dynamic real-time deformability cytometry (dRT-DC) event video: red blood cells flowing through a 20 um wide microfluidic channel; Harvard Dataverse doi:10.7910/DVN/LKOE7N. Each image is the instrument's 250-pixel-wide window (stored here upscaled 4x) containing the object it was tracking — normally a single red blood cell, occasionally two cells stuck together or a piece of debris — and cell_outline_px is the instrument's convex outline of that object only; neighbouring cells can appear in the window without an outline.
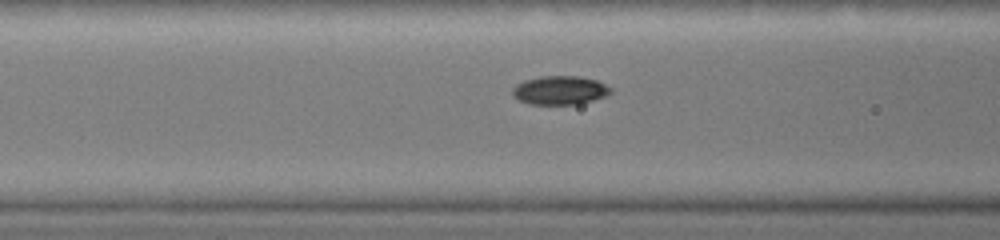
{"species": "common noctule bat (a hibernating species)", "species_latin": "Nyctalus noctula", "temperature_condition": "warm", "stored_images_in_passage": 15, "camera_frame_rate_fps": 3000, "um_per_image_px": 0.085, "animal": {"sex": "female", "body_mass_g": 19.0, "forearm_length_mm": 51.5}, "frame": {"image": 1, "passage_image": 6, "time_ms": 2.0, "image_size_px": [1000, 240], "cell_outline_px": [[612, 92], [604, 96], [580, 104], [528, 104], [512, 96], [512, 88], [516, 84], [524, 80], [540, 76], [576, 76], [596, 80], [612, 88]], "centroid_in_image_um": [47.56, 7.67], "position_along_channel_um": 119.0, "area_um2": 16.42}}
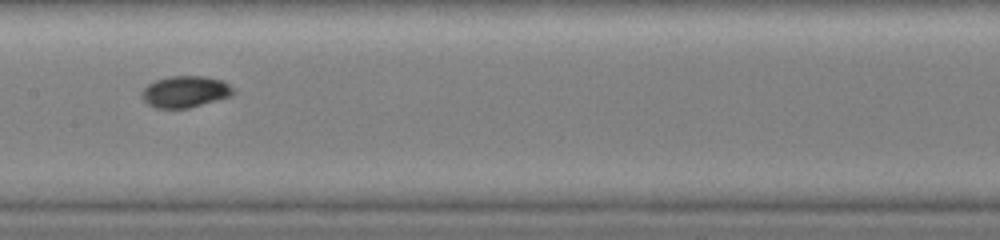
{"frame": {"image": 2, "passage_image": 10, "time_ms": 3.333, "image_size_px": [1000, 240], "cell_outline_px": [[236, 92], [232, 96], [188, 108], [156, 108], [148, 104], [140, 96], [140, 92], [148, 84], [156, 80], [172, 76], [204, 76], [224, 80]], "centroid_in_image_um": [15.75, 7.79], "position_along_channel_um": 191.7, "area_um2": 16.88}}
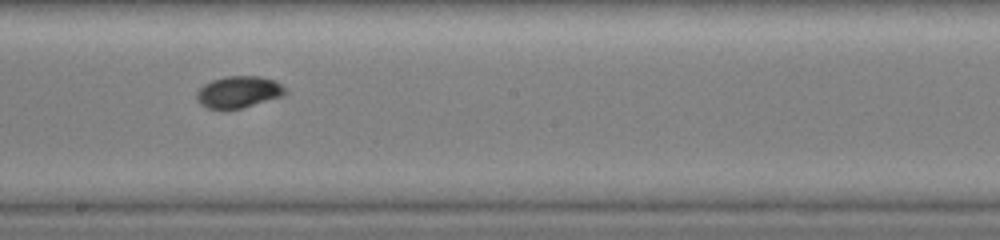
{"frame": {"image": 3, "passage_image": 11, "time_ms": 4.0, "image_size_px": [1000, 240], "cell_outline_px": [[288, 92], [284, 96], [240, 108], [208, 108], [200, 104], [196, 100], [196, 92], [204, 84], [212, 80], [224, 76], [260, 76], [276, 80], [288, 88]], "centroid_in_image_um": [20.33, 7.79], "position_along_channel_um": 227.9, "area_um2": 16.53}}